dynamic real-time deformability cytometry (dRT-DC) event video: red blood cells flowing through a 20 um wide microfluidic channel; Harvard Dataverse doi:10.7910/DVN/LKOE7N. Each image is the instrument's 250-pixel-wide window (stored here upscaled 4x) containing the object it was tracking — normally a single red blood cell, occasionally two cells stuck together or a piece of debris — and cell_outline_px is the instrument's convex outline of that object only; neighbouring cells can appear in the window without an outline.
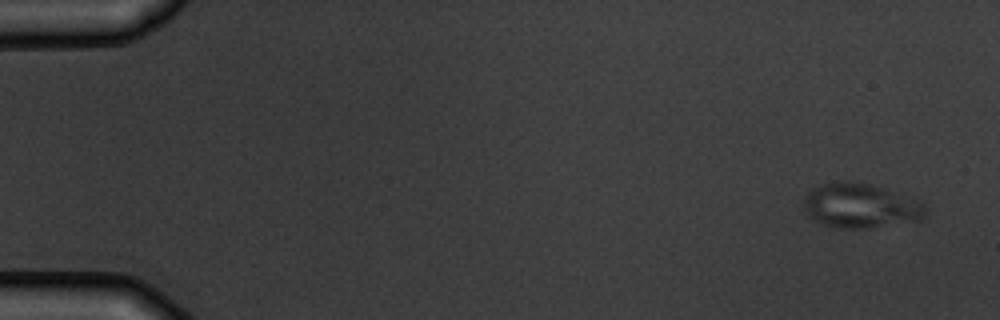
{"species": "common noctule bat (a hibernating species)", "species_latin": "Nyctalus noctula", "temperature_condition": "warm", "stored_images_in_passage": 5, "camera_frame_rate_fps": 3000, "um_per_image_px": 0.085, "animal": {"sex": "male", "body_mass_g": 19.5, "forearm_length_mm": 54.6}, "frame": {"image": 1, "passage_image": 1, "time_ms": 0.0, "image_size_px": [1000, 320], "cell_outline_px": [[928, 212], [920, 220], [868, 228], [836, 228], [824, 224], [808, 216], [804, 208], [804, 196], [812, 188], [824, 184], [844, 180], [868, 184], [892, 192], [924, 204], [928, 208]], "centroid_in_image_um": [73.1, 17.5], "position_along_channel_um": 11.9, "area_um2": 31.1}}